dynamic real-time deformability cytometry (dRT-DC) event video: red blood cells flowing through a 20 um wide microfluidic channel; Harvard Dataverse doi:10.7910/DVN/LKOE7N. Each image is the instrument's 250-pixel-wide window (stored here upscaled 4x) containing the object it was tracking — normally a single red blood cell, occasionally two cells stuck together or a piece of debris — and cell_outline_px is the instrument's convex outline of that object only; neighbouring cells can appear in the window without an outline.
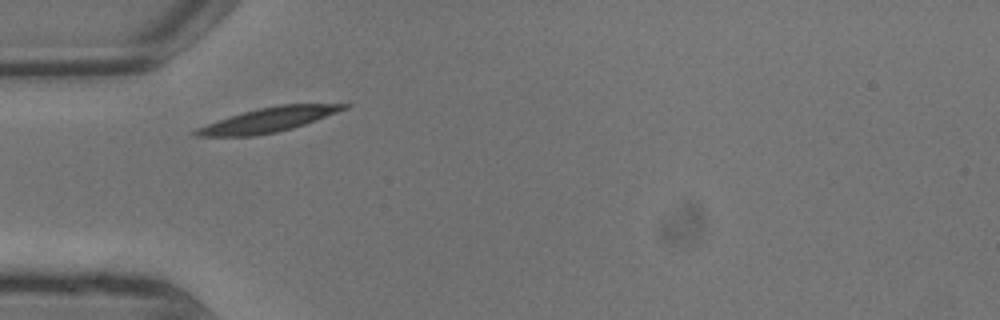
{"species": "common noctule bat (a hibernating species)", "species_latin": "Nyctalus noctula", "temperature_condition": "warm", "stored_images_in_passage": 2, "camera_frame_rate_fps": 3000, "um_per_image_px": 0.085, "animal": {"sex": "male", "body_mass_g": 13.3}, "frame": {"image": 1, "passage_image": 1, "time_ms": 0.0, "image_size_px": [1000, 320], "cell_outline_px": [[352, 104], [348, 108], [316, 120], [292, 128], [276, 132], [252, 136], [196, 136], [192, 132], [196, 128], [244, 112], [260, 108], [280, 104]], "centroid_in_image_um": [22.84, 10.18], "position_along_channel_um": 62.2, "area_um2": 20.58}}
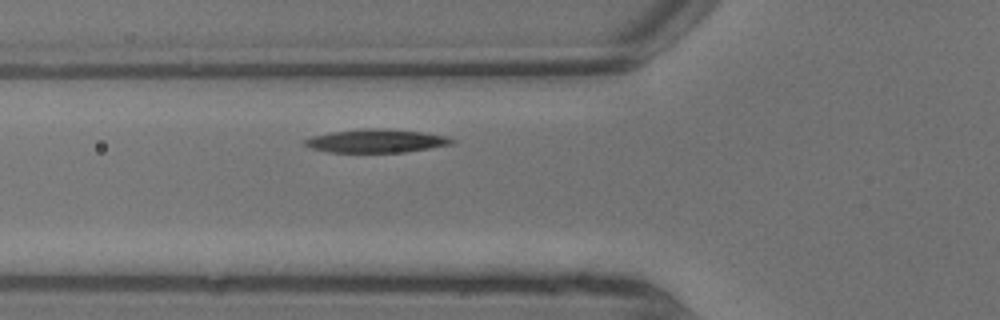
{"frame": {"image": 2, "passage_image": 2, "time_ms": 0.333, "image_size_px": [1000, 320], "cell_outline_px": [[456, 140], [452, 144], [432, 148], [404, 152], [328, 152], [312, 148], [304, 144], [300, 140], [312, 136], [332, 132], [364, 128], [376, 128], [420, 132], [448, 136]], "centroid_in_image_um": [31.97, 11.98], "position_along_channel_um": 93.8, "area_um2": 20.0}}